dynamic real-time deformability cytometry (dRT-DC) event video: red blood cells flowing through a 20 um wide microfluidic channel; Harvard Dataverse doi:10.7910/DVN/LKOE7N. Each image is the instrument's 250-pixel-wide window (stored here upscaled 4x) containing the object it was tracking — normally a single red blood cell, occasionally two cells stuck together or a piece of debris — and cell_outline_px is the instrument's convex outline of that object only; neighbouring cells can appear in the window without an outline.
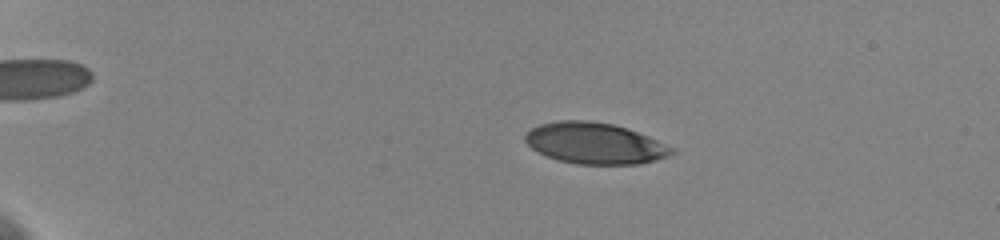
{"species": "human", "species_latin": "Homo sapiens", "temperature_condition": "cold", "stored_images_in_passage": 59, "camera_frame_rate_fps": 3000, "um_per_image_px": 0.085, "donor": {"sex": "female"}, "frame": {"image": 1, "passage_image": 13, "time_ms": 4.0, "image_size_px": [1000, 240], "cell_outline_px": [[676, 152], [668, 156], [656, 160], [636, 164], [576, 164], [560, 160], [548, 156], [532, 148], [524, 140], [524, 136], [532, 128], [540, 124], [556, 120], [588, 120], [612, 124], [628, 128], [648, 136], [676, 148]], "centroid_in_image_um": [50.59, 12.17], "position_along_channel_um": 34.4, "area_um2": 35.14}}
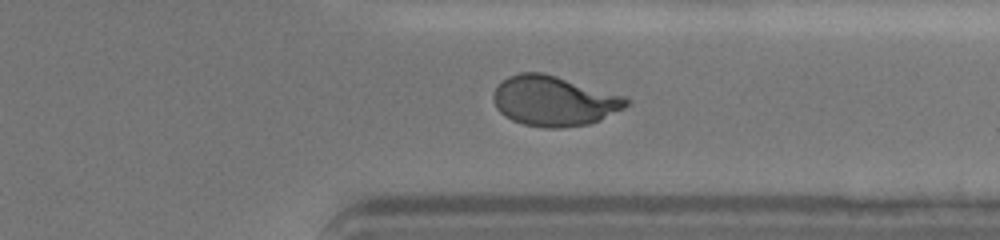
{"frame": {"image": 2, "passage_image": 48, "time_ms": 15.667, "image_size_px": [1000, 240], "cell_outline_px": [[632, 100], [624, 108], [600, 120], [588, 124], [560, 128], [544, 128], [524, 124], [512, 120], [504, 116], [496, 108], [492, 100], [492, 92], [508, 76], [520, 72], [544, 72], [624, 96]], "centroid_in_image_um": [47.07, 8.58], "position_along_channel_um": 364.3, "area_um2": 38.9}}
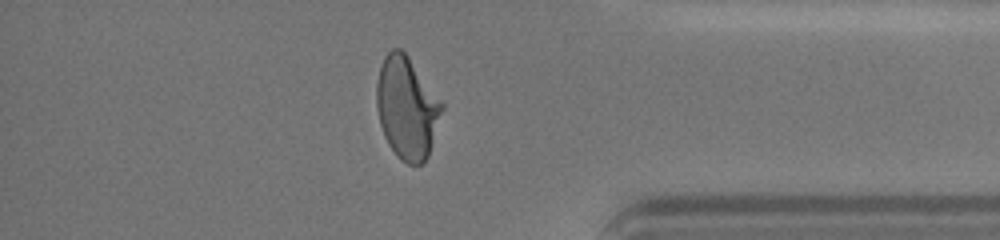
{"frame": {"image": 3, "passage_image": 52, "time_ms": 17.0, "image_size_px": [1000, 240], "cell_outline_px": [[444, 108], [428, 156], [424, 164], [408, 164], [400, 160], [396, 156], [388, 144], [384, 136], [380, 124], [376, 108], [376, 84], [380, 64], [384, 56], [392, 48], [400, 48], [408, 56], [444, 104]], "centroid_in_image_um": [34.57, 9.17], "position_along_channel_um": 400.6, "area_um2": 39.13}, "authors_computed_cell_mechanics": {"area_um2": 37.7434, "velocity_mm_per_s": 3.6041, "shape_relaxation_time_tau1_ms": 4.32, "shape_relaxation_time_tau2_ms": null, "deformation_change_tau1": 0.1967, "deformation_change_tau2": null}}